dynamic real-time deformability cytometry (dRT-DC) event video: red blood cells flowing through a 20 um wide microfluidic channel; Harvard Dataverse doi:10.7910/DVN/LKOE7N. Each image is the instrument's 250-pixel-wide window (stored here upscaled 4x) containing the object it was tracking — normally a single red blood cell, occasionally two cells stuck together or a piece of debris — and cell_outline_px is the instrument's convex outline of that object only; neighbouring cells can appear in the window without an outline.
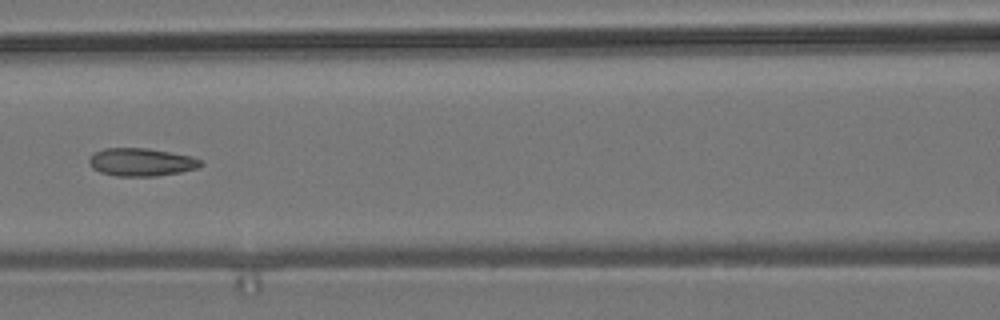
{"species": "common noctule bat (a hibernating species)", "species_latin": "Nyctalus noctula", "temperature_condition": "room temperature", "stored_images_in_passage": 7, "camera_frame_rate_fps": 3000, "um_per_image_px": 0.085, "animal": {"sex": "male", "body_mass_g": 19.2, "forearm_length_mm": 51.8}, "frame": {"image": 1, "passage_image": 6, "time_ms": 7.333, "image_size_px": [1000, 320], "cell_outline_px": [[204, 164], [200, 168], [180, 172], [156, 176], [116, 176], [100, 172], [92, 168], [88, 164], [88, 160], [96, 152], [104, 148], [148, 148], [192, 156], [200, 160]], "centroid_in_image_um": [12.03, 13.78], "position_along_channel_um": 154.6, "area_um2": 18.26}}
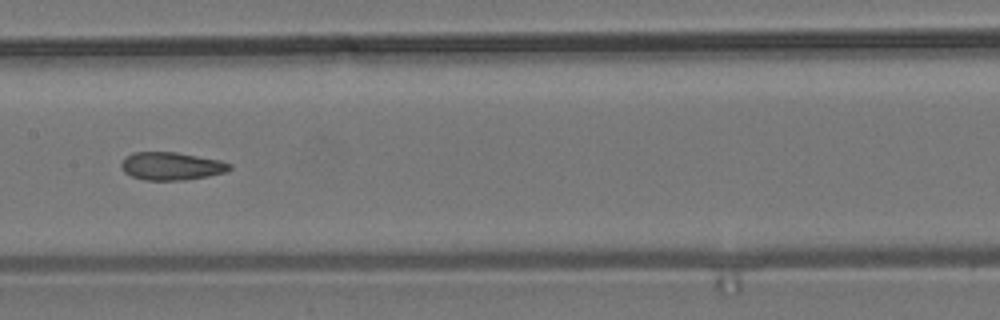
{"frame": {"image": 2, "passage_image": 7, "time_ms": 8.333, "image_size_px": [1000, 320], "cell_outline_px": [[232, 168], [224, 172], [208, 176], [184, 180], [144, 180], [132, 176], [124, 172], [120, 168], [120, 164], [124, 156], [132, 152], [176, 152], [220, 160], [232, 164]], "centroid_in_image_um": [14.53, 14.11], "position_along_channel_um": 192.9, "area_um2": 17.74}}